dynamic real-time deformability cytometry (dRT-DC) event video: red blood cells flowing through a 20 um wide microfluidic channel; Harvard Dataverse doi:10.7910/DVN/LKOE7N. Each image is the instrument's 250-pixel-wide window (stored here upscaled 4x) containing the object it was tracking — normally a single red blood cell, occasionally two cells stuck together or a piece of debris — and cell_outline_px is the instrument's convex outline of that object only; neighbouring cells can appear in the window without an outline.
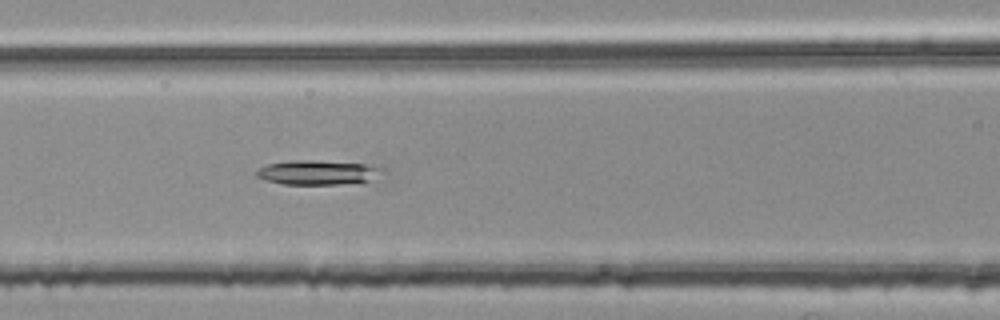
{"species": "common noctule bat (a hibernating species)", "species_latin": "Nyctalus noctula", "temperature_condition": "room temperature", "stored_images_in_passage": 48, "segment_of_instrument_passage": [1, 2], "camera_frame_rate_fps": 3000, "um_per_image_px": 0.085, "animal": {"sex": "female", "body_mass_g": 25.1}, "frame": {"image": 1, "passage_image": 16, "time_ms": 5.0, "image_size_px": [1000, 320], "cell_outline_px": [[388, 172], [364, 184], [284, 184], [268, 180], [256, 176], [256, 172], [260, 168], [268, 164], [288, 160], [312, 160], [364, 164], [384, 168]], "centroid_in_image_um": [27.15, 14.67], "position_along_channel_um": 139.5, "area_um2": 18.26}}
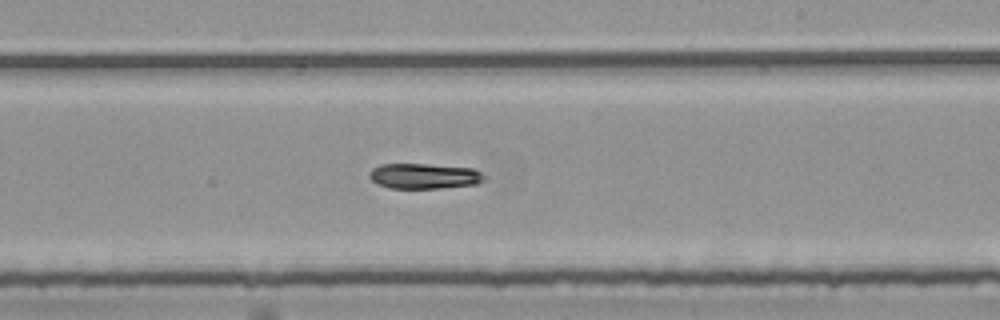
{"frame": {"image": 2, "passage_image": 25, "time_ms": 8.0, "image_size_px": [1000, 320], "cell_outline_px": [[488, 176], [484, 180], [476, 184], [440, 188], [388, 188], [376, 184], [368, 176], [368, 172], [372, 168], [380, 164], [428, 164], [472, 168]], "centroid_in_image_um": [36.03, 14.96], "position_along_channel_um": 253.0, "area_um2": 17.17}}
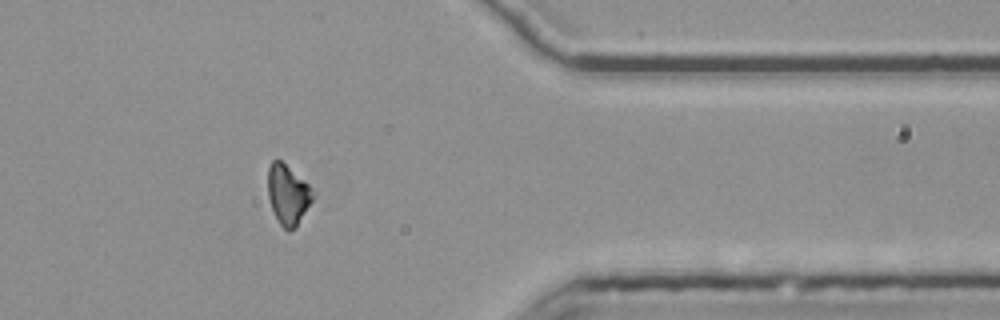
{"frame": {"image": 3, "passage_image": 37, "time_ms": 12.0, "image_size_px": [1000, 320], "cell_outline_px": [[316, 192], [312, 200], [296, 228], [284, 228], [280, 224], [272, 208], [268, 196], [268, 168], [272, 160], [280, 160], [308, 184]], "centroid_in_image_um": [24.48, 16.52], "position_along_channel_um": 386.9, "area_um2": 15.37}}